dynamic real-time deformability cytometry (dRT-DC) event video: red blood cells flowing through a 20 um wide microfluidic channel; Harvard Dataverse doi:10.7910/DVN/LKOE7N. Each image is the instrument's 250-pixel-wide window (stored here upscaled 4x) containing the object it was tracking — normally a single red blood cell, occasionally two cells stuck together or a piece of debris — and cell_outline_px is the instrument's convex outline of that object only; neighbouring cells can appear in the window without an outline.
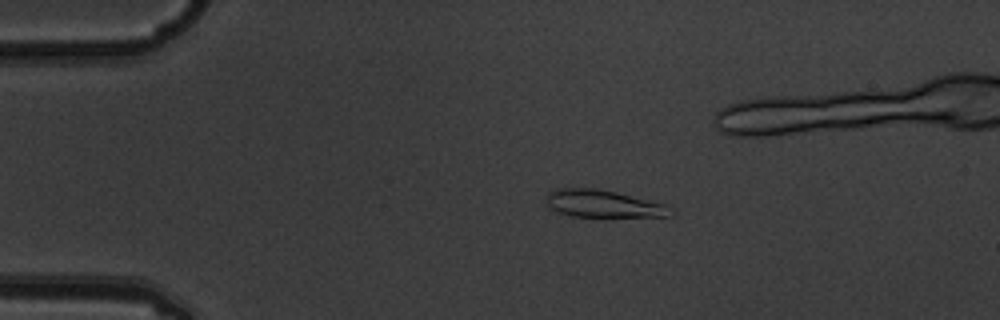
{"species": "common noctule bat (a hibernating species)", "species_latin": "Nyctalus noctula", "temperature_condition": "warm", "stored_images_in_passage": 7, "camera_frame_rate_fps": 3000, "um_per_image_px": 0.085, "animal": {"sex": "male", "body_mass_g": 19.5, "forearm_length_mm": 54.6}, "frame": {"image": 1, "passage_image": 3, "time_ms": 0.667, "image_size_px": [1000, 320], "cell_outline_px": [[676, 212], [672, 216], [568, 216], [556, 212], [548, 208], [544, 204], [548, 192], [556, 188], [600, 188], [664, 204], [672, 208]], "centroid_in_image_um": [51.2, 17.31], "position_along_channel_um": 33.8, "area_um2": 20.06}}
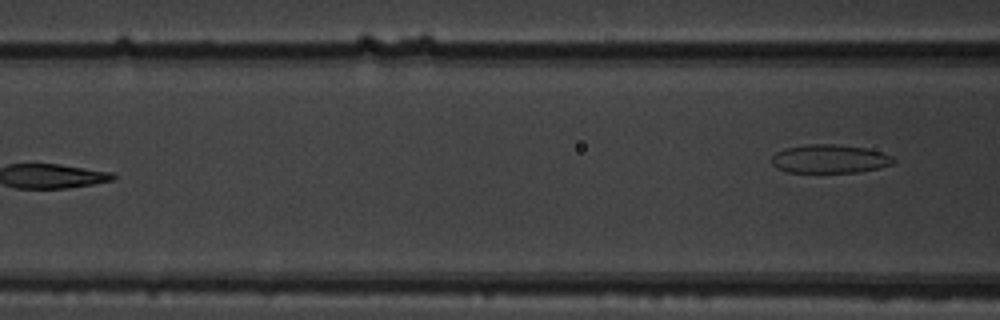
{"frame": {"image": 2, "passage_image": 7, "time_ms": 2.0, "image_size_px": [1000, 320], "cell_outline_px": [[896, 160], [892, 164], [880, 168], [856, 172], [788, 172], [776, 168], [772, 164], [772, 156], [776, 152], [784, 148], [808, 144], [836, 144], [864, 148], [880, 152], [892, 156]], "centroid_in_image_um": [70.5, 13.5], "position_along_channel_um": 96.1, "area_um2": 20.23}}